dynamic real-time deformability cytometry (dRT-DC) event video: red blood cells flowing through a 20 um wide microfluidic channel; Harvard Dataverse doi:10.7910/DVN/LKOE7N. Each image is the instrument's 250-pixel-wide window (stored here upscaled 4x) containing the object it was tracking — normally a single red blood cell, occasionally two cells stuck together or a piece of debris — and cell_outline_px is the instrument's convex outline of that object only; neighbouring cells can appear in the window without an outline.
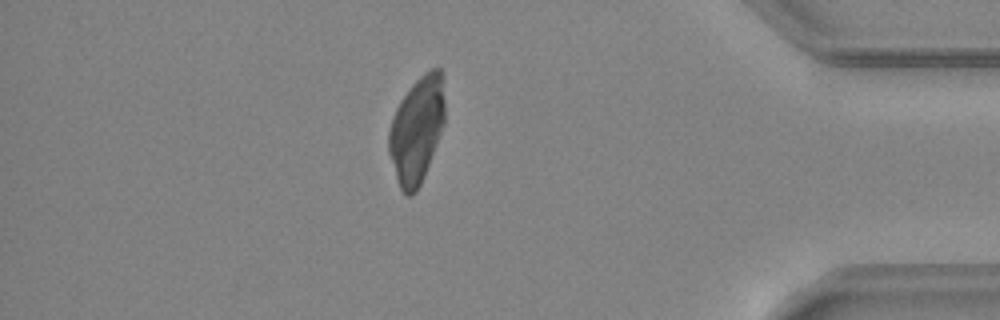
{"species": "common noctule bat (a hibernating species)", "species_latin": "Nyctalus noctula", "temperature_condition": "warm", "stored_images_in_passage": 48, "camera_frame_rate_fps": 3000, "um_per_image_px": 0.085, "animal": {"sex": "female", "body_mass_g": 24.6, "forearm_length_mm": 56.2}, "frame": {"image": 1, "passage_image": 42, "time_ms": 13.667, "image_size_px": [1000, 320], "cell_outline_px": [[444, 124], [424, 176], [416, 192], [412, 196], [408, 196], [400, 188], [388, 152], [388, 132], [392, 116], [400, 100], [412, 84], [424, 72], [432, 68], [440, 68], [444, 72]], "centroid_in_image_um": [35.43, 10.99], "position_along_channel_um": 399.8, "area_um2": 34.85}}